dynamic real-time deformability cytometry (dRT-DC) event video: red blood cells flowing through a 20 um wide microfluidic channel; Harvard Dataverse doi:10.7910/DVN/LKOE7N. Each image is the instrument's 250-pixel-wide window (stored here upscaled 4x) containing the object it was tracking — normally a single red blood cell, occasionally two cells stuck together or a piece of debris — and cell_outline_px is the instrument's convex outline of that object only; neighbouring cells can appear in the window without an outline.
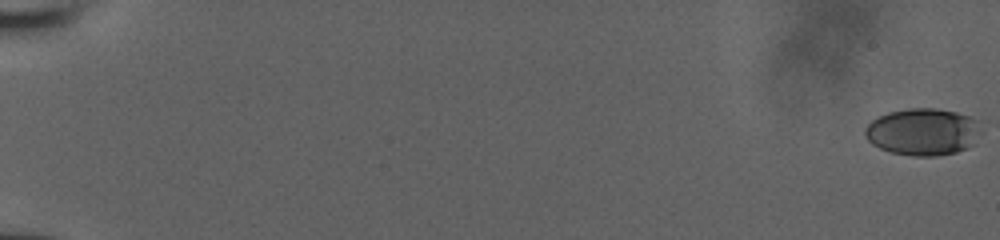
{"species": "human", "species_latin": "Homo sapiens", "temperature_condition": "room temperature", "stored_images_in_passage": 58, "camera_frame_rate_fps": 3000, "um_per_image_px": 0.085, "donor": {"sex": "male"}, "frame": {"image": 1, "passage_image": 1, "time_ms": 0.0, "image_size_px": [1000, 240], "cell_outline_px": [[984, 132], [968, 148], [956, 152], [936, 156], [912, 156], [892, 152], [880, 148], [872, 144], [864, 136], [864, 128], [872, 120], [888, 112], [908, 108], [936, 108], [956, 112], [968, 116], [976, 120]], "centroid_in_image_um": [78.46, 11.2], "position_along_channel_um": 6.5, "area_um2": 32.08}}
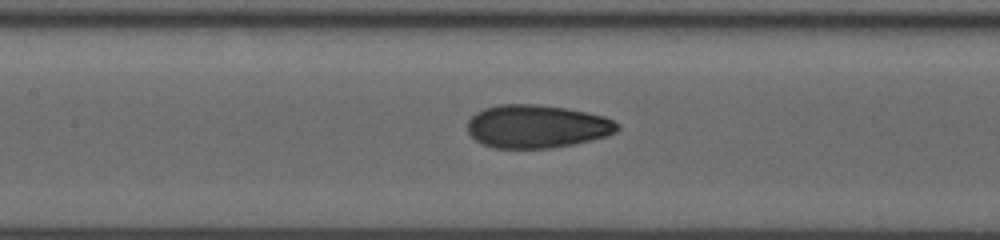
{"frame": {"image": 2, "passage_image": 31, "time_ms": 10.0, "image_size_px": [1000, 240], "cell_outline_px": [[620, 128], [616, 132], [608, 136], [572, 144], [552, 148], [496, 148], [484, 144], [476, 140], [468, 132], [468, 120], [476, 112], [484, 108], [500, 104], [536, 104], [568, 108], [588, 112], [604, 116], [620, 124]], "centroid_in_image_um": [45.66, 10.73], "position_along_channel_um": 161.7, "area_um2": 37.8}}
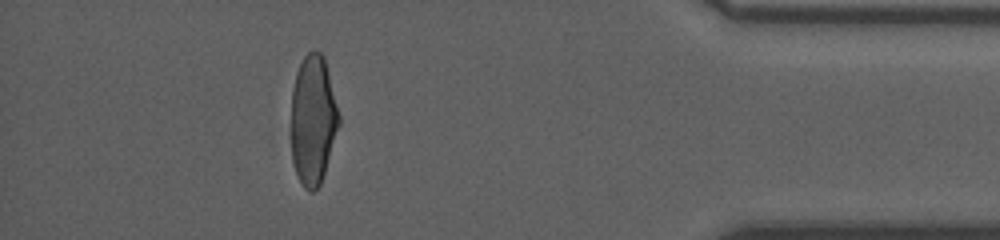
{"frame": {"image": 3, "passage_image": 53, "time_ms": 17.333, "image_size_px": [1000, 240], "cell_outline_px": [[340, 124], [320, 184], [312, 192], [308, 192], [304, 188], [296, 172], [292, 160], [292, 88], [296, 72], [304, 56], [312, 48], [316, 48], [324, 56], [340, 116]], "centroid_in_image_um": [26.61, 10.15], "position_along_channel_um": 408.6, "area_um2": 36.01}, "authors_computed_cell_mechanics": {"area_um2": 36.0383, "velocity_mm_per_s": 3.9027, "shape_relaxation_time_tau1_ms": 8.1275, "shape_relaxation_time_tau2_ms": 1.3309, "deformation_change_tau1": 0.2457, "deformation_change_tau2": 0.0742}}